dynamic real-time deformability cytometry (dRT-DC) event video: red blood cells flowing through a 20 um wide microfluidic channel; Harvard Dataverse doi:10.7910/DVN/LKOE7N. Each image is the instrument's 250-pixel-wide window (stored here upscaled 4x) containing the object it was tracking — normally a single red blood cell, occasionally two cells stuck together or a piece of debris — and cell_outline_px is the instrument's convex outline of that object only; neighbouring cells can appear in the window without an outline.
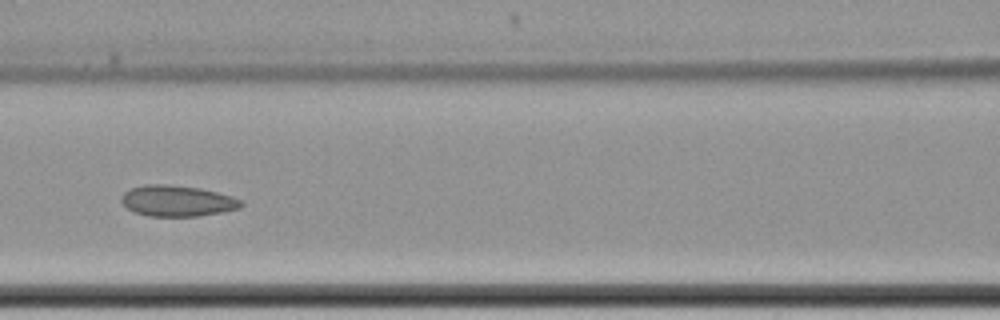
{"species": "common noctule bat (a hibernating species)", "species_latin": "Nyctalus noctula", "temperature_condition": "cold", "stored_images_in_passage": 12, "camera_frame_rate_fps": 3000, "um_per_image_px": 0.085, "animal": {"sex": "female", "body_mass_g": 22.7, "forearm_length_mm": 54.2}, "frame": {"image": 1, "passage_image": 9, "time_ms": 11.333, "image_size_px": [1000, 320], "cell_outline_px": [[244, 204], [240, 208], [200, 216], [148, 216], [136, 212], [128, 208], [120, 200], [124, 192], [132, 188], [148, 184], [168, 184], [200, 188], [232, 196], [244, 200]], "centroid_in_image_um": [15.1, 17.07], "position_along_channel_um": 151.5, "area_um2": 21.56}}
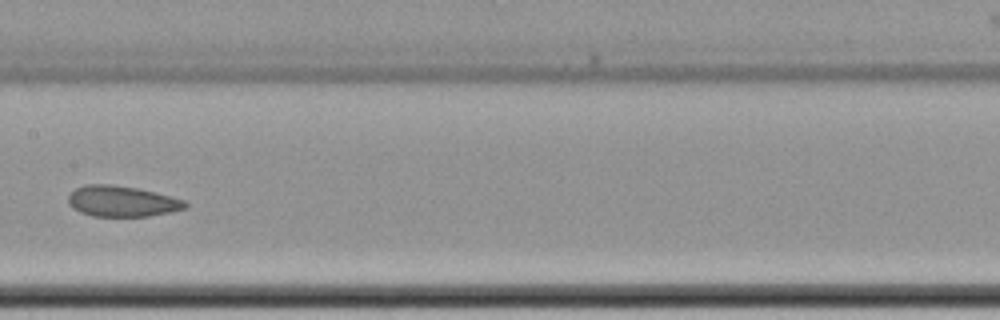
{"frame": {"image": 2, "passage_image": 10, "time_ms": 12.667, "image_size_px": [1000, 320], "cell_outline_px": [[188, 204], [184, 208], [168, 212], [148, 216], [92, 216], [80, 212], [72, 208], [68, 204], [68, 196], [76, 188], [84, 184], [108, 184], [136, 188], [156, 192], [184, 200]], "centroid_in_image_um": [10.32, 17.1], "position_along_channel_um": 197.1, "area_um2": 20.87}}
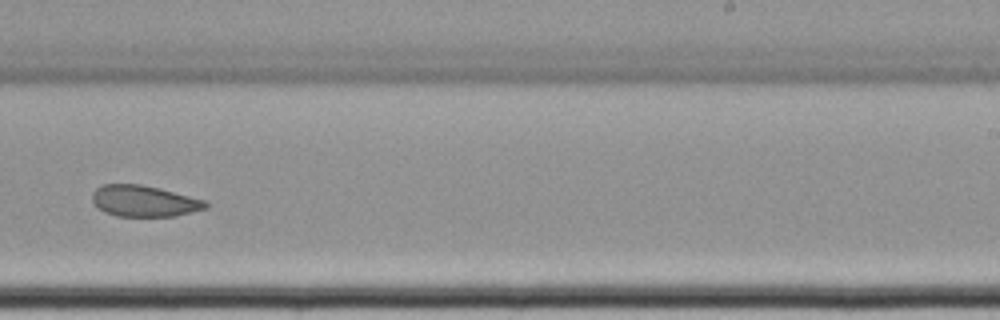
{"frame": {"image": 3, "passage_image": 12, "time_ms": 15.0, "image_size_px": [1000, 320], "cell_outline_px": [[208, 208], [176, 216], [116, 216], [104, 212], [92, 200], [92, 192], [96, 188], [104, 184], [140, 184], [160, 188], [204, 200], [208, 204]], "centroid_in_image_um": [12.25, 17.09], "position_along_channel_um": 276.7, "area_um2": 20.58}}